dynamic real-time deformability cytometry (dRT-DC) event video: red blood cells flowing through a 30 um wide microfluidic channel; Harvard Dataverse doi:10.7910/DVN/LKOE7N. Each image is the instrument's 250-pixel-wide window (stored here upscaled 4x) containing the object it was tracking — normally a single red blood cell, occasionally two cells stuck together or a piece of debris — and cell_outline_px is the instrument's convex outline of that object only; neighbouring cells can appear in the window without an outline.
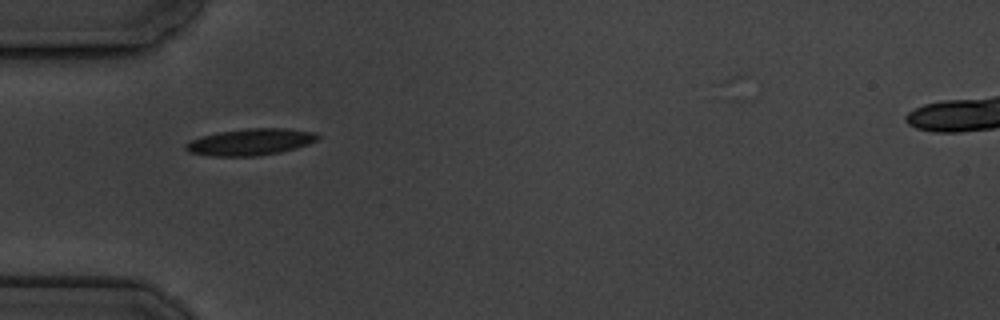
{"species": "common noctule bat (a hibernating species)", "species_latin": "Nyctalus noctula", "temperature_condition": "cold", "stored_images_in_passage": 2, "camera_frame_rate_fps": 3000, "um_per_image_px": 0.085, "animal": {"sex": "male", "body_mass_g": 19.5, "forearm_length_mm": 54.6}, "frame": {"image": 1, "passage_image": 1, "time_ms": 0.0, "image_size_px": [1000, 320], "cell_outline_px": [[320, 136], [316, 140], [308, 144], [296, 148], [280, 152], [256, 156], [212, 156], [188, 152], [184, 148], [184, 144], [188, 140], [200, 136], [220, 132], [248, 128], [288, 128], [316, 132]], "centroid_in_image_um": [21.26, 12.06], "position_along_channel_um": 63.7, "area_um2": 20.63}}